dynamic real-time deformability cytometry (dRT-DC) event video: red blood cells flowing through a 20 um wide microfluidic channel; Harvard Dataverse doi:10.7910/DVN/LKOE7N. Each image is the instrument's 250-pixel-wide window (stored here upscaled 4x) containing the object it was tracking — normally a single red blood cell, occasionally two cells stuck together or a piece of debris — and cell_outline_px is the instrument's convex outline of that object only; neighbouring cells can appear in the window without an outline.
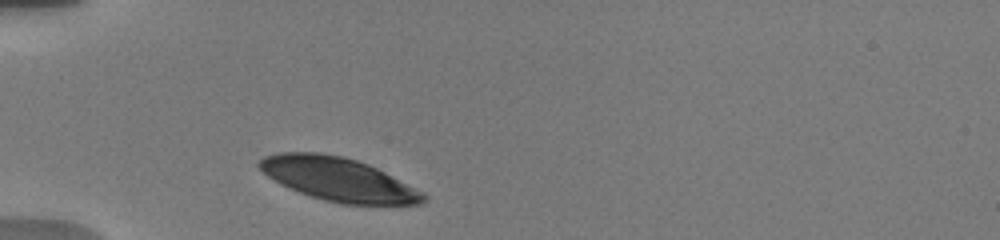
{"species": "human", "species_latin": "Homo sapiens", "temperature_condition": "warm", "stored_images_in_passage": 1, "camera_frame_rate_fps": 3000, "um_per_image_px": 0.085, "donor": {"sex": "male"}, "frame": {"image": 1, "passage_image": 1, "time_ms": 0.0, "image_size_px": [1000, 240], "cell_outline_px": [[428, 200], [420, 204], [344, 204], [324, 200], [300, 192], [280, 184], [268, 176], [256, 164], [264, 156], [280, 152], [320, 152], [344, 156], [368, 164], [384, 172], [428, 196]], "centroid_in_image_um": [28.72, 15.22], "position_along_channel_um": 56.3, "area_um2": 41.04}}